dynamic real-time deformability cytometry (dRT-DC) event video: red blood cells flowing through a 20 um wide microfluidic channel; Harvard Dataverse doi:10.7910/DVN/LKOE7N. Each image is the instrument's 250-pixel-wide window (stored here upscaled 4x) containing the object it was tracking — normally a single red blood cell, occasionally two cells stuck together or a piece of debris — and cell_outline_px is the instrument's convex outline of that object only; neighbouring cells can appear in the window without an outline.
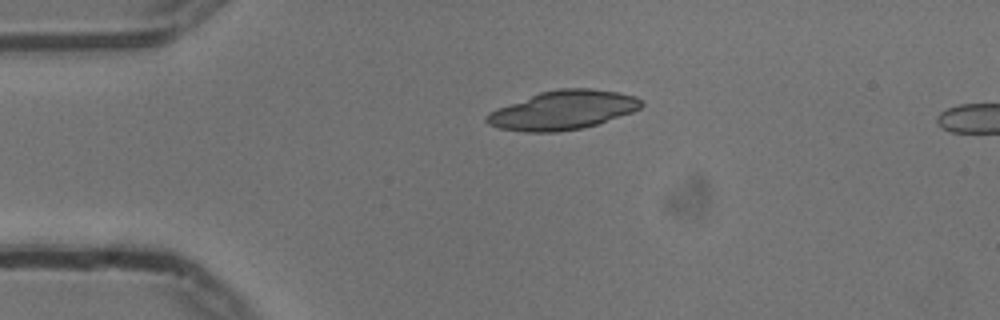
{"species": "common noctule bat (a hibernating species)", "species_latin": "Nyctalus noctula", "temperature_condition": "cold", "stored_images_in_passage": 5, "camera_frame_rate_fps": 3000, "um_per_image_px": 0.085, "animal": {"sex": "male", "body_mass_g": 13.3}, "frame": {"image": 1, "passage_image": 1, "time_ms": 0.0, "image_size_px": [1000, 320], "cell_outline_px": [[644, 104], [640, 108], [632, 112], [596, 124], [580, 128], [556, 132], [524, 132], [500, 128], [488, 124], [484, 120], [484, 116], [488, 112], [496, 108], [540, 92], [560, 88], [592, 88], [620, 92], [636, 96]], "centroid_in_image_um": [47.82, 9.35], "position_along_channel_um": 37.2, "area_um2": 35.08}}